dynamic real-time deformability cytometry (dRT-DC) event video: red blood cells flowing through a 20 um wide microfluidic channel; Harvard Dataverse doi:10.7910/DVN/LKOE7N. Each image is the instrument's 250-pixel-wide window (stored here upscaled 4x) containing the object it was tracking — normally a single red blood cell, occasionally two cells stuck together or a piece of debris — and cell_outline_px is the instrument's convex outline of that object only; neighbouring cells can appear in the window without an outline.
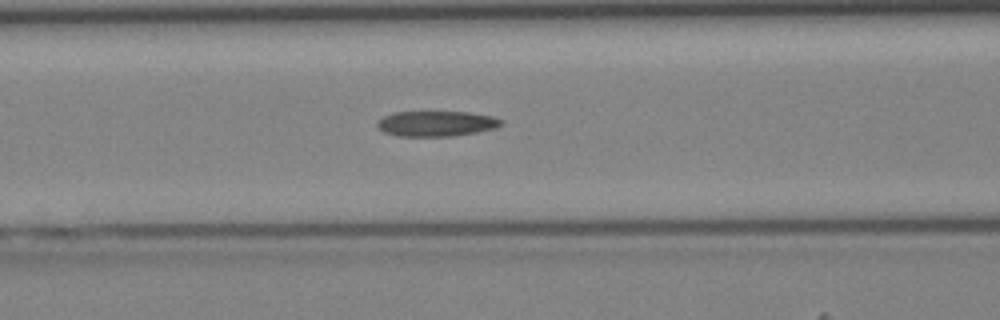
{"species": "Egyptian fruit bat (a non-hibernating species)", "species_latin": "Rousettus aegyptiacus", "temperature_condition": "cold", "stored_images_in_passage": 43, "camera_frame_rate_fps": 3000, "um_per_image_px": 0.085, "animal": {"sex": "female"}, "frame": {"image": 1, "passage_image": 18, "time_ms": 5.667, "image_size_px": [1000, 320], "cell_outline_px": [[504, 124], [496, 128], [476, 132], [452, 136], [396, 136], [384, 132], [376, 124], [384, 116], [392, 112], [468, 112], [492, 116], [504, 120]], "centroid_in_image_um": [37.12, 10.5], "position_along_channel_um": 129.5, "area_um2": 18.32}}
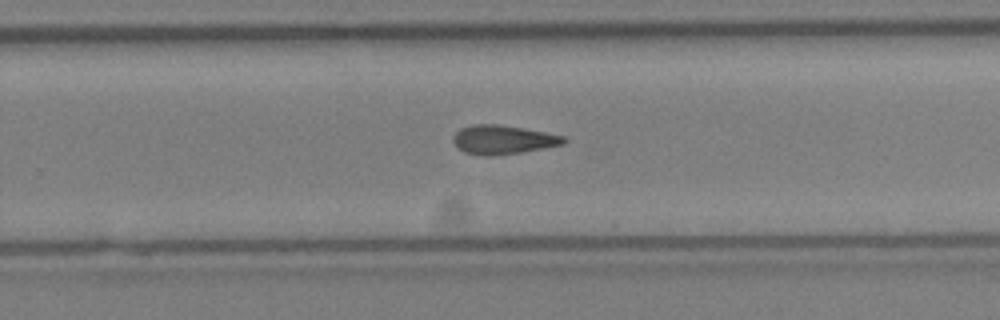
{"frame": {"image": 2, "passage_image": 28, "time_ms": 9.0, "image_size_px": [1000, 320], "cell_outline_px": [[568, 140], [564, 144], [520, 152], [488, 156], [484, 156], [464, 152], [452, 140], [452, 136], [460, 128], [472, 124], [496, 124], [524, 128], [564, 136]], "centroid_in_image_um": [42.74, 11.86], "position_along_channel_um": 287.1, "area_um2": 18.5}}
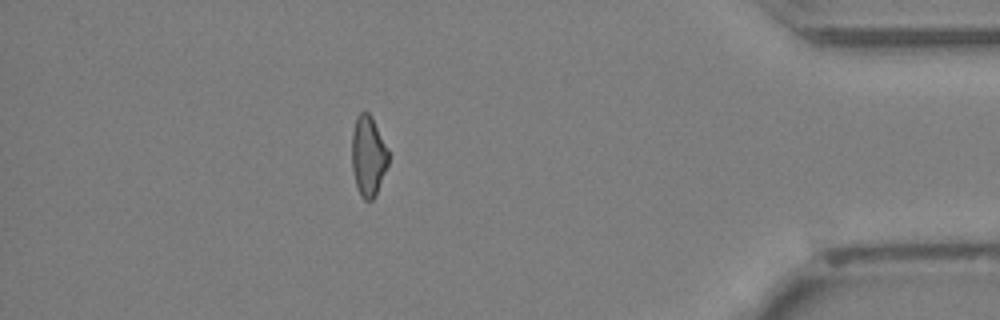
{"frame": {"image": 3, "passage_image": 38, "time_ms": 12.333, "image_size_px": [1000, 320], "cell_outline_px": [[388, 164], [376, 192], [372, 200], [364, 200], [360, 196], [356, 184], [352, 168], [352, 132], [356, 116], [360, 112], [368, 112], [372, 116], [388, 148]], "centroid_in_image_um": [31.29, 13.22], "position_along_channel_um": 403.9, "area_um2": 17.05}}